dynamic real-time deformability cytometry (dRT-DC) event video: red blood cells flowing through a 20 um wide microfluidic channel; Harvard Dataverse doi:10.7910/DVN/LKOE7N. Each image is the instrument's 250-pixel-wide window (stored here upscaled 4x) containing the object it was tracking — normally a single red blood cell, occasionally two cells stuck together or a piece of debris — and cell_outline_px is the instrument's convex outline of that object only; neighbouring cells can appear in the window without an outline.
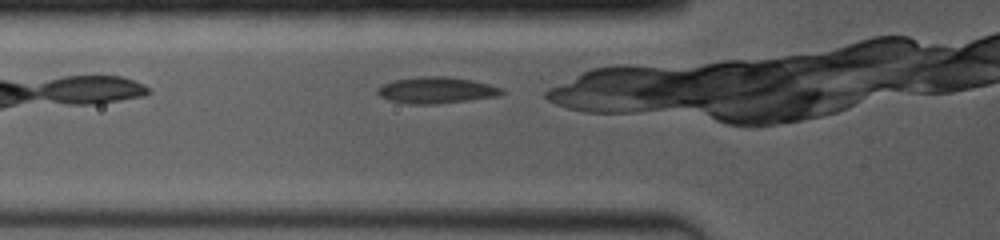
{"species": "common noctule bat (a hibernating species)", "species_latin": "Nyctalus noctula", "temperature_condition": "room temperature", "stored_images_in_passage": 83, "camera_frame_rate_fps": 4000, "um_per_image_px": 0.085, "animal": {"sex": "female", "body_mass_g": 19.0, "forearm_length_mm": 53.3}, "frame": {"image": 1, "passage_image": 3, "time_ms": 0.25, "image_size_px": [1000, 240], "cell_outline_px": [[504, 92], [500, 96], [436, 104], [408, 104], [388, 100], [380, 96], [376, 92], [376, 88], [392, 80], [420, 76], [448, 76], [472, 80], [504, 88]], "centroid_in_image_um": [37.08, 7.66], "position_along_channel_um": 88.7, "area_um2": 19.31}}
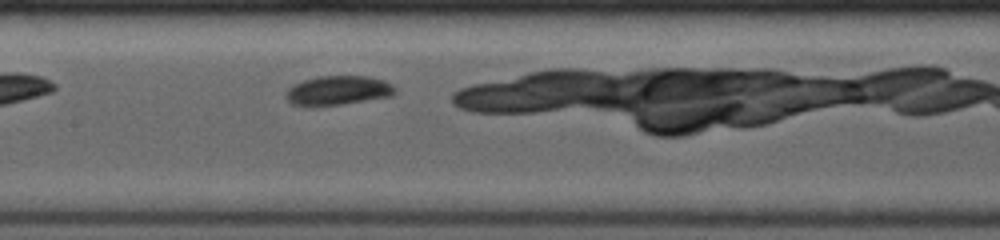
{"frame": {"image": 2, "passage_image": 22, "time_ms": 2.5, "image_size_px": [1000, 240], "cell_outline_px": [[396, 92], [392, 96], [344, 104], [312, 108], [292, 104], [284, 96], [288, 88], [292, 84], [304, 80], [320, 76], [368, 76], [384, 80], [392, 84], [396, 88]], "centroid_in_image_um": [28.71, 7.71], "position_along_channel_um": 178.7, "area_um2": 19.13}}
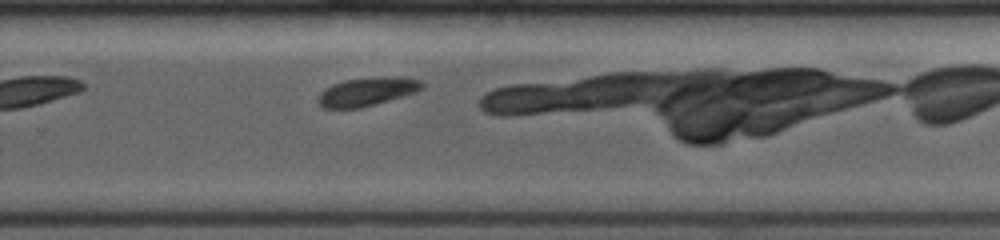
{"frame": {"image": 3, "passage_image": 49, "time_ms": 5.5, "image_size_px": [1000, 240], "cell_outline_px": [[424, 88], [416, 92], [376, 104], [360, 108], [320, 108], [316, 100], [320, 92], [324, 88], [332, 84], [344, 80], [372, 76], [404, 76], [424, 80]], "centroid_in_image_um": [31.22, 7.76], "position_along_channel_um": 298.6, "area_um2": 17.92}}